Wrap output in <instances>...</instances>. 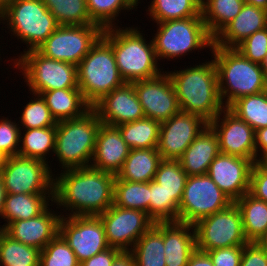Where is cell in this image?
Wrapping results in <instances>:
<instances>
[{"label":"cell","instance_id":"obj_1","mask_svg":"<svg viewBox=\"0 0 267 266\" xmlns=\"http://www.w3.org/2000/svg\"><path fill=\"white\" fill-rule=\"evenodd\" d=\"M54 177L53 202L66 216H99L113 204L116 175L91 166L61 170Z\"/></svg>","mask_w":267,"mask_h":266},{"label":"cell","instance_id":"obj_2","mask_svg":"<svg viewBox=\"0 0 267 266\" xmlns=\"http://www.w3.org/2000/svg\"><path fill=\"white\" fill-rule=\"evenodd\" d=\"M170 76L182 112L198 114L213 120L224 108L214 60L194 67L167 72Z\"/></svg>","mask_w":267,"mask_h":266},{"label":"cell","instance_id":"obj_3","mask_svg":"<svg viewBox=\"0 0 267 266\" xmlns=\"http://www.w3.org/2000/svg\"><path fill=\"white\" fill-rule=\"evenodd\" d=\"M102 37L112 46L119 73L126 83L150 79L162 73L153 40L148 43L138 27L106 28Z\"/></svg>","mask_w":267,"mask_h":266},{"label":"cell","instance_id":"obj_4","mask_svg":"<svg viewBox=\"0 0 267 266\" xmlns=\"http://www.w3.org/2000/svg\"><path fill=\"white\" fill-rule=\"evenodd\" d=\"M210 51L214 55L219 93L225 107L229 108L241 97L267 90V79L260 64L245 58L235 48L213 44Z\"/></svg>","mask_w":267,"mask_h":266},{"label":"cell","instance_id":"obj_5","mask_svg":"<svg viewBox=\"0 0 267 266\" xmlns=\"http://www.w3.org/2000/svg\"><path fill=\"white\" fill-rule=\"evenodd\" d=\"M101 124L93 108L79 118L57 122L54 154L63 170L91 165Z\"/></svg>","mask_w":267,"mask_h":266},{"label":"cell","instance_id":"obj_6","mask_svg":"<svg viewBox=\"0 0 267 266\" xmlns=\"http://www.w3.org/2000/svg\"><path fill=\"white\" fill-rule=\"evenodd\" d=\"M78 88L93 107L106 94L123 86L112 46L101 36L77 66Z\"/></svg>","mask_w":267,"mask_h":266},{"label":"cell","instance_id":"obj_7","mask_svg":"<svg viewBox=\"0 0 267 266\" xmlns=\"http://www.w3.org/2000/svg\"><path fill=\"white\" fill-rule=\"evenodd\" d=\"M0 21L27 50L37 49L60 26L43 0H10Z\"/></svg>","mask_w":267,"mask_h":266},{"label":"cell","instance_id":"obj_8","mask_svg":"<svg viewBox=\"0 0 267 266\" xmlns=\"http://www.w3.org/2000/svg\"><path fill=\"white\" fill-rule=\"evenodd\" d=\"M23 52L13 59V66L21 70L30 93L78 88L76 65L47 58L36 49Z\"/></svg>","mask_w":267,"mask_h":266},{"label":"cell","instance_id":"obj_9","mask_svg":"<svg viewBox=\"0 0 267 266\" xmlns=\"http://www.w3.org/2000/svg\"><path fill=\"white\" fill-rule=\"evenodd\" d=\"M159 26V27H158ZM153 43L158 61L178 59L195 49L212 48L213 38L209 35L202 17H189L157 23Z\"/></svg>","mask_w":267,"mask_h":266},{"label":"cell","instance_id":"obj_10","mask_svg":"<svg viewBox=\"0 0 267 266\" xmlns=\"http://www.w3.org/2000/svg\"><path fill=\"white\" fill-rule=\"evenodd\" d=\"M196 249L207 252L248 243L242 216L235 202L194 224Z\"/></svg>","mask_w":267,"mask_h":266},{"label":"cell","instance_id":"obj_11","mask_svg":"<svg viewBox=\"0 0 267 266\" xmlns=\"http://www.w3.org/2000/svg\"><path fill=\"white\" fill-rule=\"evenodd\" d=\"M103 31L97 24L60 25L36 50L47 58L78 66Z\"/></svg>","mask_w":267,"mask_h":266},{"label":"cell","instance_id":"obj_12","mask_svg":"<svg viewBox=\"0 0 267 266\" xmlns=\"http://www.w3.org/2000/svg\"><path fill=\"white\" fill-rule=\"evenodd\" d=\"M232 203L208 174L188 176L178 208V221L194 225Z\"/></svg>","mask_w":267,"mask_h":266},{"label":"cell","instance_id":"obj_13","mask_svg":"<svg viewBox=\"0 0 267 266\" xmlns=\"http://www.w3.org/2000/svg\"><path fill=\"white\" fill-rule=\"evenodd\" d=\"M45 162L15 155L8 157L0 179L6 193L54 194V176Z\"/></svg>","mask_w":267,"mask_h":266},{"label":"cell","instance_id":"obj_14","mask_svg":"<svg viewBox=\"0 0 267 266\" xmlns=\"http://www.w3.org/2000/svg\"><path fill=\"white\" fill-rule=\"evenodd\" d=\"M98 217L103 223L108 246L121 251H131L155 223L146 212L114 204Z\"/></svg>","mask_w":267,"mask_h":266},{"label":"cell","instance_id":"obj_15","mask_svg":"<svg viewBox=\"0 0 267 266\" xmlns=\"http://www.w3.org/2000/svg\"><path fill=\"white\" fill-rule=\"evenodd\" d=\"M59 234L73 250L79 263L109 248L105 229L98 216H65Z\"/></svg>","mask_w":267,"mask_h":266},{"label":"cell","instance_id":"obj_16","mask_svg":"<svg viewBox=\"0 0 267 266\" xmlns=\"http://www.w3.org/2000/svg\"><path fill=\"white\" fill-rule=\"evenodd\" d=\"M208 124L202 116L182 111L162 122L157 146L161 158L178 160Z\"/></svg>","mask_w":267,"mask_h":266},{"label":"cell","instance_id":"obj_17","mask_svg":"<svg viewBox=\"0 0 267 266\" xmlns=\"http://www.w3.org/2000/svg\"><path fill=\"white\" fill-rule=\"evenodd\" d=\"M145 117L160 123L181 111L175 88L168 73L132 82Z\"/></svg>","mask_w":267,"mask_h":266},{"label":"cell","instance_id":"obj_18","mask_svg":"<svg viewBox=\"0 0 267 266\" xmlns=\"http://www.w3.org/2000/svg\"><path fill=\"white\" fill-rule=\"evenodd\" d=\"M209 125L217 134L220 153L256 162L255 130L228 107L211 120Z\"/></svg>","mask_w":267,"mask_h":266},{"label":"cell","instance_id":"obj_19","mask_svg":"<svg viewBox=\"0 0 267 266\" xmlns=\"http://www.w3.org/2000/svg\"><path fill=\"white\" fill-rule=\"evenodd\" d=\"M253 165L250 159L219 153L210 164L207 174L235 202L249 193Z\"/></svg>","mask_w":267,"mask_h":266},{"label":"cell","instance_id":"obj_20","mask_svg":"<svg viewBox=\"0 0 267 266\" xmlns=\"http://www.w3.org/2000/svg\"><path fill=\"white\" fill-rule=\"evenodd\" d=\"M102 124L119 126L144 118L143 109L132 83L114 89L92 107Z\"/></svg>","mask_w":267,"mask_h":266},{"label":"cell","instance_id":"obj_21","mask_svg":"<svg viewBox=\"0 0 267 266\" xmlns=\"http://www.w3.org/2000/svg\"><path fill=\"white\" fill-rule=\"evenodd\" d=\"M47 207L38 216L9 223L3 231L12 239L42 250L59 234L61 215Z\"/></svg>","mask_w":267,"mask_h":266},{"label":"cell","instance_id":"obj_22","mask_svg":"<svg viewBox=\"0 0 267 266\" xmlns=\"http://www.w3.org/2000/svg\"><path fill=\"white\" fill-rule=\"evenodd\" d=\"M130 150L117 127L101 124L90 166L117 175Z\"/></svg>","mask_w":267,"mask_h":266},{"label":"cell","instance_id":"obj_23","mask_svg":"<svg viewBox=\"0 0 267 266\" xmlns=\"http://www.w3.org/2000/svg\"><path fill=\"white\" fill-rule=\"evenodd\" d=\"M266 27L267 10L245 3L239 14L213 38V44L236 48L246 38Z\"/></svg>","mask_w":267,"mask_h":266},{"label":"cell","instance_id":"obj_24","mask_svg":"<svg viewBox=\"0 0 267 266\" xmlns=\"http://www.w3.org/2000/svg\"><path fill=\"white\" fill-rule=\"evenodd\" d=\"M163 242L166 266H187L196 250L194 225L180 221L163 222Z\"/></svg>","mask_w":267,"mask_h":266},{"label":"cell","instance_id":"obj_25","mask_svg":"<svg viewBox=\"0 0 267 266\" xmlns=\"http://www.w3.org/2000/svg\"><path fill=\"white\" fill-rule=\"evenodd\" d=\"M219 153L217 134L208 124L178 160L188 176L205 175Z\"/></svg>","mask_w":267,"mask_h":266},{"label":"cell","instance_id":"obj_26","mask_svg":"<svg viewBox=\"0 0 267 266\" xmlns=\"http://www.w3.org/2000/svg\"><path fill=\"white\" fill-rule=\"evenodd\" d=\"M40 95L56 122L79 118L92 108L79 88L55 89Z\"/></svg>","mask_w":267,"mask_h":266},{"label":"cell","instance_id":"obj_27","mask_svg":"<svg viewBox=\"0 0 267 266\" xmlns=\"http://www.w3.org/2000/svg\"><path fill=\"white\" fill-rule=\"evenodd\" d=\"M53 196L54 194L6 193L2 215L6 223L0 226V229L3 230L11 222L38 216L48 206H51L50 203L53 202Z\"/></svg>","mask_w":267,"mask_h":266},{"label":"cell","instance_id":"obj_28","mask_svg":"<svg viewBox=\"0 0 267 266\" xmlns=\"http://www.w3.org/2000/svg\"><path fill=\"white\" fill-rule=\"evenodd\" d=\"M161 160L157 148L131 149L116 176L123 181L150 182Z\"/></svg>","mask_w":267,"mask_h":266},{"label":"cell","instance_id":"obj_29","mask_svg":"<svg viewBox=\"0 0 267 266\" xmlns=\"http://www.w3.org/2000/svg\"><path fill=\"white\" fill-rule=\"evenodd\" d=\"M240 209L244 234L248 242H259L267 233V202L249 193L235 201Z\"/></svg>","mask_w":267,"mask_h":266},{"label":"cell","instance_id":"obj_30","mask_svg":"<svg viewBox=\"0 0 267 266\" xmlns=\"http://www.w3.org/2000/svg\"><path fill=\"white\" fill-rule=\"evenodd\" d=\"M136 266H166L163 242V222H155L133 246Z\"/></svg>","mask_w":267,"mask_h":266},{"label":"cell","instance_id":"obj_31","mask_svg":"<svg viewBox=\"0 0 267 266\" xmlns=\"http://www.w3.org/2000/svg\"><path fill=\"white\" fill-rule=\"evenodd\" d=\"M245 0H204L201 15L209 35L214 38L240 12Z\"/></svg>","mask_w":267,"mask_h":266},{"label":"cell","instance_id":"obj_32","mask_svg":"<svg viewBox=\"0 0 267 266\" xmlns=\"http://www.w3.org/2000/svg\"><path fill=\"white\" fill-rule=\"evenodd\" d=\"M161 123L154 119H142L116 126L130 149L157 148Z\"/></svg>","mask_w":267,"mask_h":266},{"label":"cell","instance_id":"obj_33","mask_svg":"<svg viewBox=\"0 0 267 266\" xmlns=\"http://www.w3.org/2000/svg\"><path fill=\"white\" fill-rule=\"evenodd\" d=\"M20 132L19 153L23 157L36 158L47 161V154L55 151L56 126L24 129Z\"/></svg>","mask_w":267,"mask_h":266},{"label":"cell","instance_id":"obj_34","mask_svg":"<svg viewBox=\"0 0 267 266\" xmlns=\"http://www.w3.org/2000/svg\"><path fill=\"white\" fill-rule=\"evenodd\" d=\"M150 182L114 181L113 204L146 212L149 216Z\"/></svg>","mask_w":267,"mask_h":266},{"label":"cell","instance_id":"obj_35","mask_svg":"<svg viewBox=\"0 0 267 266\" xmlns=\"http://www.w3.org/2000/svg\"><path fill=\"white\" fill-rule=\"evenodd\" d=\"M200 0H153L147 15L156 22H166L189 17H202Z\"/></svg>","mask_w":267,"mask_h":266},{"label":"cell","instance_id":"obj_36","mask_svg":"<svg viewBox=\"0 0 267 266\" xmlns=\"http://www.w3.org/2000/svg\"><path fill=\"white\" fill-rule=\"evenodd\" d=\"M41 250L12 239L0 229V266H39Z\"/></svg>","mask_w":267,"mask_h":266},{"label":"cell","instance_id":"obj_37","mask_svg":"<svg viewBox=\"0 0 267 266\" xmlns=\"http://www.w3.org/2000/svg\"><path fill=\"white\" fill-rule=\"evenodd\" d=\"M229 109L255 131L267 127V90L237 99Z\"/></svg>","mask_w":267,"mask_h":266},{"label":"cell","instance_id":"obj_38","mask_svg":"<svg viewBox=\"0 0 267 266\" xmlns=\"http://www.w3.org/2000/svg\"><path fill=\"white\" fill-rule=\"evenodd\" d=\"M188 175L179 160L162 159L154 176V181L168 194V199L180 205Z\"/></svg>","mask_w":267,"mask_h":266},{"label":"cell","instance_id":"obj_39","mask_svg":"<svg viewBox=\"0 0 267 266\" xmlns=\"http://www.w3.org/2000/svg\"><path fill=\"white\" fill-rule=\"evenodd\" d=\"M43 2L59 25L95 24L90 19L86 0H43Z\"/></svg>","mask_w":267,"mask_h":266},{"label":"cell","instance_id":"obj_40","mask_svg":"<svg viewBox=\"0 0 267 266\" xmlns=\"http://www.w3.org/2000/svg\"><path fill=\"white\" fill-rule=\"evenodd\" d=\"M139 0H86L90 19L103 29L114 27L121 10H133ZM114 22V23H113Z\"/></svg>","mask_w":267,"mask_h":266},{"label":"cell","instance_id":"obj_41","mask_svg":"<svg viewBox=\"0 0 267 266\" xmlns=\"http://www.w3.org/2000/svg\"><path fill=\"white\" fill-rule=\"evenodd\" d=\"M178 208L159 183L150 181L149 217L154 222L178 221Z\"/></svg>","mask_w":267,"mask_h":266},{"label":"cell","instance_id":"obj_42","mask_svg":"<svg viewBox=\"0 0 267 266\" xmlns=\"http://www.w3.org/2000/svg\"><path fill=\"white\" fill-rule=\"evenodd\" d=\"M34 98H30V102L24 107L21 113L20 125L21 131L24 129H35L57 126L56 120L51 115L50 109L47 107L45 100L40 94L31 93ZM36 97V98H35Z\"/></svg>","mask_w":267,"mask_h":266},{"label":"cell","instance_id":"obj_43","mask_svg":"<svg viewBox=\"0 0 267 266\" xmlns=\"http://www.w3.org/2000/svg\"><path fill=\"white\" fill-rule=\"evenodd\" d=\"M39 266H80L76 255L58 234L40 252Z\"/></svg>","mask_w":267,"mask_h":266},{"label":"cell","instance_id":"obj_44","mask_svg":"<svg viewBox=\"0 0 267 266\" xmlns=\"http://www.w3.org/2000/svg\"><path fill=\"white\" fill-rule=\"evenodd\" d=\"M235 49L253 63L260 64L267 53V27L256 31Z\"/></svg>","mask_w":267,"mask_h":266},{"label":"cell","instance_id":"obj_45","mask_svg":"<svg viewBox=\"0 0 267 266\" xmlns=\"http://www.w3.org/2000/svg\"><path fill=\"white\" fill-rule=\"evenodd\" d=\"M8 119H0V151L11 157L19 153L21 128L16 121Z\"/></svg>","mask_w":267,"mask_h":266},{"label":"cell","instance_id":"obj_46","mask_svg":"<svg viewBox=\"0 0 267 266\" xmlns=\"http://www.w3.org/2000/svg\"><path fill=\"white\" fill-rule=\"evenodd\" d=\"M249 194L267 202V167L262 162L256 161L252 167Z\"/></svg>","mask_w":267,"mask_h":266},{"label":"cell","instance_id":"obj_47","mask_svg":"<svg viewBox=\"0 0 267 266\" xmlns=\"http://www.w3.org/2000/svg\"><path fill=\"white\" fill-rule=\"evenodd\" d=\"M244 246H232L207 251L214 266H240Z\"/></svg>","mask_w":267,"mask_h":266},{"label":"cell","instance_id":"obj_48","mask_svg":"<svg viewBox=\"0 0 267 266\" xmlns=\"http://www.w3.org/2000/svg\"><path fill=\"white\" fill-rule=\"evenodd\" d=\"M240 266H267V251L259 242H248L243 247Z\"/></svg>","mask_w":267,"mask_h":266},{"label":"cell","instance_id":"obj_49","mask_svg":"<svg viewBox=\"0 0 267 266\" xmlns=\"http://www.w3.org/2000/svg\"><path fill=\"white\" fill-rule=\"evenodd\" d=\"M121 252V250L109 247L106 250L97 253L96 255L86 259L80 266H111L115 257Z\"/></svg>","mask_w":267,"mask_h":266},{"label":"cell","instance_id":"obj_50","mask_svg":"<svg viewBox=\"0 0 267 266\" xmlns=\"http://www.w3.org/2000/svg\"><path fill=\"white\" fill-rule=\"evenodd\" d=\"M255 147L256 161L262 162L267 158V127L255 131Z\"/></svg>","mask_w":267,"mask_h":266},{"label":"cell","instance_id":"obj_51","mask_svg":"<svg viewBox=\"0 0 267 266\" xmlns=\"http://www.w3.org/2000/svg\"><path fill=\"white\" fill-rule=\"evenodd\" d=\"M187 266H214L207 252L196 249L189 258Z\"/></svg>","mask_w":267,"mask_h":266},{"label":"cell","instance_id":"obj_52","mask_svg":"<svg viewBox=\"0 0 267 266\" xmlns=\"http://www.w3.org/2000/svg\"><path fill=\"white\" fill-rule=\"evenodd\" d=\"M111 266H136L133 253L131 251H121L115 257Z\"/></svg>","mask_w":267,"mask_h":266},{"label":"cell","instance_id":"obj_53","mask_svg":"<svg viewBox=\"0 0 267 266\" xmlns=\"http://www.w3.org/2000/svg\"><path fill=\"white\" fill-rule=\"evenodd\" d=\"M5 196H6V191L4 189L2 180L0 179V217L1 218L3 215V205H4Z\"/></svg>","mask_w":267,"mask_h":266},{"label":"cell","instance_id":"obj_54","mask_svg":"<svg viewBox=\"0 0 267 266\" xmlns=\"http://www.w3.org/2000/svg\"><path fill=\"white\" fill-rule=\"evenodd\" d=\"M245 2L246 4L254 5L267 10V0H245Z\"/></svg>","mask_w":267,"mask_h":266},{"label":"cell","instance_id":"obj_55","mask_svg":"<svg viewBox=\"0 0 267 266\" xmlns=\"http://www.w3.org/2000/svg\"><path fill=\"white\" fill-rule=\"evenodd\" d=\"M260 67L263 70L264 77L267 79V53L260 63Z\"/></svg>","mask_w":267,"mask_h":266},{"label":"cell","instance_id":"obj_56","mask_svg":"<svg viewBox=\"0 0 267 266\" xmlns=\"http://www.w3.org/2000/svg\"><path fill=\"white\" fill-rule=\"evenodd\" d=\"M7 158L8 157L3 152L0 151V175H1L3 168L5 167Z\"/></svg>","mask_w":267,"mask_h":266},{"label":"cell","instance_id":"obj_57","mask_svg":"<svg viewBox=\"0 0 267 266\" xmlns=\"http://www.w3.org/2000/svg\"><path fill=\"white\" fill-rule=\"evenodd\" d=\"M9 1L10 0H0V17L4 14Z\"/></svg>","mask_w":267,"mask_h":266},{"label":"cell","instance_id":"obj_58","mask_svg":"<svg viewBox=\"0 0 267 266\" xmlns=\"http://www.w3.org/2000/svg\"><path fill=\"white\" fill-rule=\"evenodd\" d=\"M259 244L267 251V233L259 240Z\"/></svg>","mask_w":267,"mask_h":266},{"label":"cell","instance_id":"obj_59","mask_svg":"<svg viewBox=\"0 0 267 266\" xmlns=\"http://www.w3.org/2000/svg\"><path fill=\"white\" fill-rule=\"evenodd\" d=\"M262 163L267 167V158L262 161Z\"/></svg>","mask_w":267,"mask_h":266}]
</instances>
